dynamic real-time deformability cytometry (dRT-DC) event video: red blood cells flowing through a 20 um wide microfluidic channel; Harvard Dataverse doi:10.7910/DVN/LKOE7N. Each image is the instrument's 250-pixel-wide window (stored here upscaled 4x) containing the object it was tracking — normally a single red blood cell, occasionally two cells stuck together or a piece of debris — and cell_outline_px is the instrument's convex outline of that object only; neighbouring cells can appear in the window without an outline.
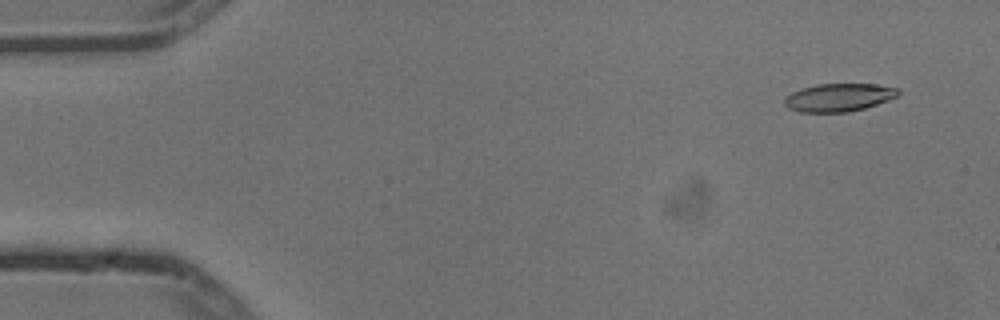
{"species": "common noctule bat (a hibernating species)", "species_latin": "Nyctalus noctula", "temperature_condition": "cold", "stored_images_in_passage": 5, "camera_frame_rate_fps": 3000, "um_per_image_px": 0.085, "animal": {"sex": "male", "body_mass_g": 13.3}, "frame": {"image": 1, "passage_image": 1, "time_ms": 0.0, "image_size_px": [1000, 320], "cell_outline_px": [[900, 96], [864, 108], [848, 112], [800, 112], [788, 108], [784, 104], [784, 96], [800, 88], [816, 84], [876, 84], [896, 88], [900, 92]], "centroid_in_image_um": [71.27, 8.28], "position_along_channel_um": 13.7, "area_um2": 18.67}}
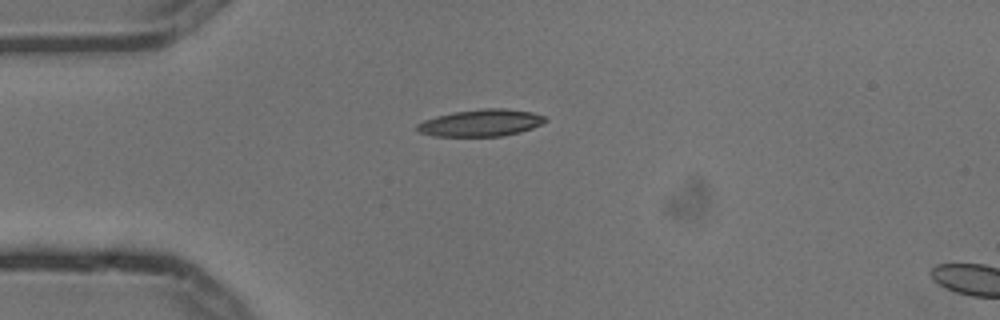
{"frame": {"image": 2, "passage_image": 4, "time_ms": 1.0, "image_size_px": [1000, 320], "cell_outline_px": [[548, 120], [532, 128], [520, 132], [500, 136], [436, 136], [420, 132], [416, 128], [416, 124], [424, 120], [436, 116], [452, 112], [480, 108], [504, 108], [532, 112], [544, 116]], "centroid_in_image_um": [40.87, 10.43], "position_along_channel_um": 44.1, "area_um2": 20.11}}